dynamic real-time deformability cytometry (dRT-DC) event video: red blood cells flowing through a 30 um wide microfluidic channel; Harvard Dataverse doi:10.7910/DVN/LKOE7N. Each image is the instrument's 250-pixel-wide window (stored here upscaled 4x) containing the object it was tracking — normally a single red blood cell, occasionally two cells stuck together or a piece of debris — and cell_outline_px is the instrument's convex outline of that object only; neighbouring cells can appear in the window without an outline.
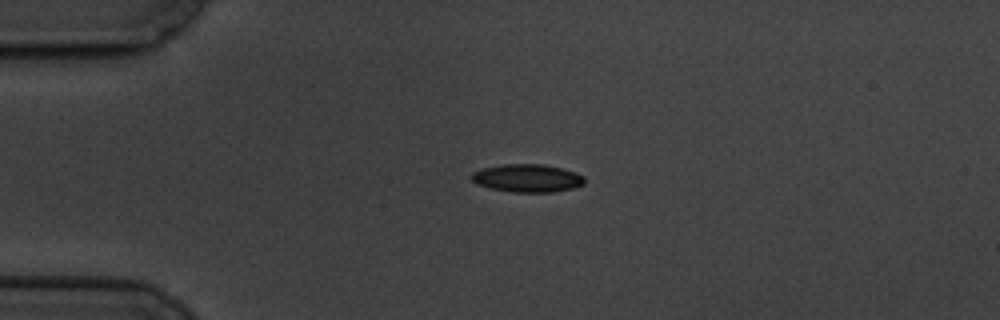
{"species": "common noctule bat (a hibernating species)", "species_latin": "Nyctalus noctula", "temperature_condition": "cold", "stored_images_in_passage": 2, "camera_frame_rate_fps": 3000, "um_per_image_px": 0.085, "animal": {"sex": "male", "body_mass_g": 19.5, "forearm_length_mm": 54.6}, "frame": {"image": 1, "passage_image": 1, "time_ms": 0.0, "image_size_px": [1000, 320], "cell_outline_px": [[584, 184], [576, 188], [552, 192], [512, 192], [492, 188], [476, 184], [468, 176], [472, 172], [480, 168], [500, 164], [544, 164], [576, 172], [584, 176]], "centroid_in_image_um": [44.8, 15.13], "position_along_channel_um": 40.2, "area_um2": 18.67}}
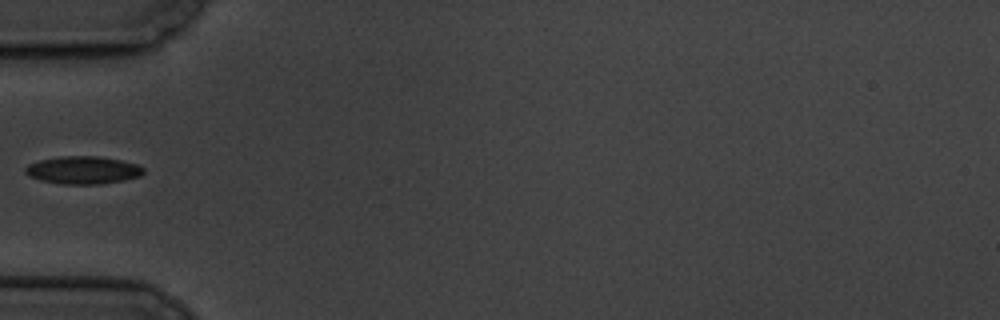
{"frame": {"image": 2, "passage_image": 2, "time_ms": 2.0, "image_size_px": [1000, 320], "cell_outline_px": [[144, 172], [140, 176], [124, 180], [100, 184], [64, 184], [40, 180], [28, 176], [24, 172], [24, 168], [28, 164], [40, 160], [60, 156], [100, 156], [120, 160], [136, 164], [144, 168]], "centroid_in_image_um": [7.03, 14.45], "position_along_channel_um": 78.0, "area_um2": 19.13}}